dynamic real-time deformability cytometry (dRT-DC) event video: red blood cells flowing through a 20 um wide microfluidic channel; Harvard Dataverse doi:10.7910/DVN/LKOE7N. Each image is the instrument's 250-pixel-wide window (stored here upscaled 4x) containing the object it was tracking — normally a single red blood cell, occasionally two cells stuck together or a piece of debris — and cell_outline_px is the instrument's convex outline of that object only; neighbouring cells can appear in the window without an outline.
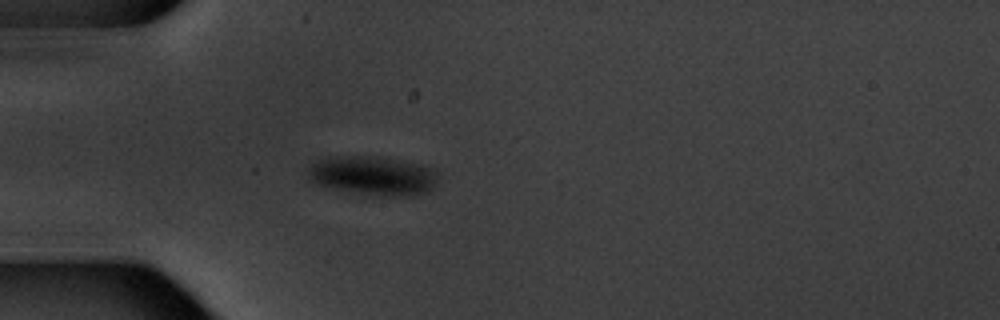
{"species": "common noctule bat (a hibernating species)", "species_latin": "Nyctalus noctula", "temperature_condition": "warm", "stored_images_in_passage": 3, "camera_frame_rate_fps": 3000, "um_per_image_px": 0.085, "animal": {"sex": "male", "body_mass_g": 20.1, "forearm_length_mm": 53.5}, "frame": {"image": 1, "passage_image": 3, "time_ms": 2.333, "image_size_px": [1000, 320], "cell_outline_px": [[440, 172], [436, 184], [428, 192], [412, 196], [372, 196], [320, 184], [308, 180], [308, 168], [312, 164], [328, 156], [368, 156], [420, 164], [432, 168]], "centroid_in_image_um": [31.76, 14.94], "position_along_channel_um": 53.2, "area_um2": 29.54}}